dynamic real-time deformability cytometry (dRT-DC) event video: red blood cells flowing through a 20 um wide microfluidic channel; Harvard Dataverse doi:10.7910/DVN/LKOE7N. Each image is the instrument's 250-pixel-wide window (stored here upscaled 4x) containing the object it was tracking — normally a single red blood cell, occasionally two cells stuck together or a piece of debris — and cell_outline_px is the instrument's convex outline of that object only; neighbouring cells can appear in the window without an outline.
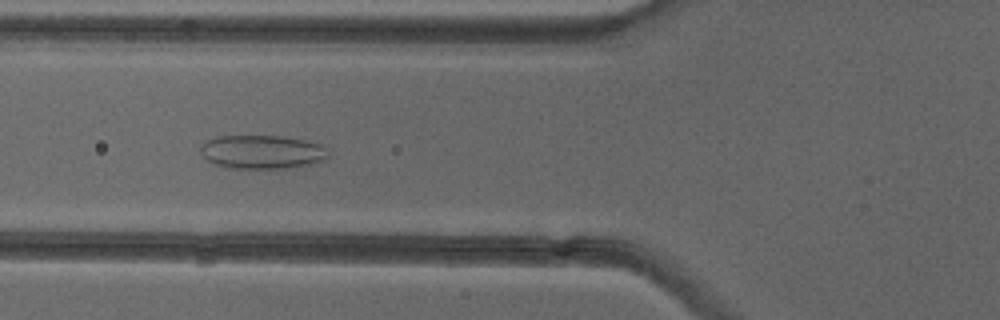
{"species": "common noctule bat (a hibernating species)", "species_latin": "Nyctalus noctula", "temperature_condition": "cold", "stored_images_in_passage": 52, "camera_frame_rate_fps": 3000, "um_per_image_px": 0.085, "animal": {"sex": "female"}, "frame": {"image": 1, "passage_image": 20, "time_ms": 6.333, "image_size_px": [1000, 320], "cell_outline_px": [[328, 160], [316, 164], [288, 168], [232, 168], [216, 164], [208, 160], [200, 152], [200, 148], [204, 140], [216, 136], [280, 136], [304, 140], [320, 144], [324, 148], [328, 156]], "centroid_in_image_um": [22.29, 12.92], "position_along_channel_um": 103.5, "area_um2": 25.2}}
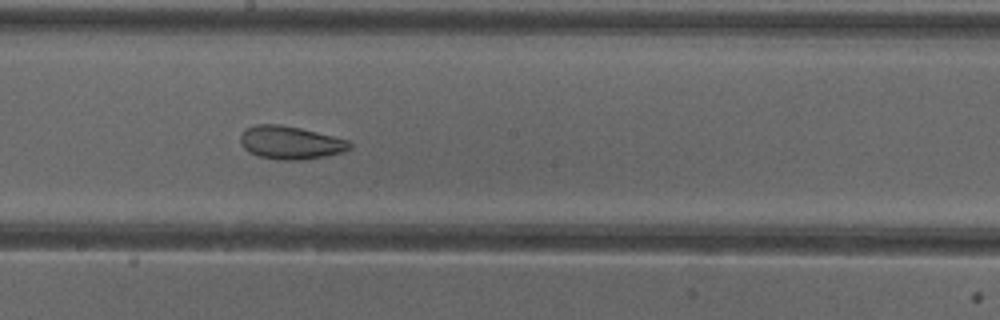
{"frame": {"image": 2, "passage_image": 29, "time_ms": 9.333, "image_size_px": [1000, 320], "cell_outline_px": [[352, 148], [344, 152], [324, 156], [300, 160], [276, 160], [260, 156], [248, 152], [240, 144], [240, 136], [248, 128], [256, 124], [280, 124], [300, 128], [348, 140], [352, 144]], "centroid_in_image_um": [24.69, 12.13], "position_along_channel_um": 223.5, "area_um2": 21.04}}
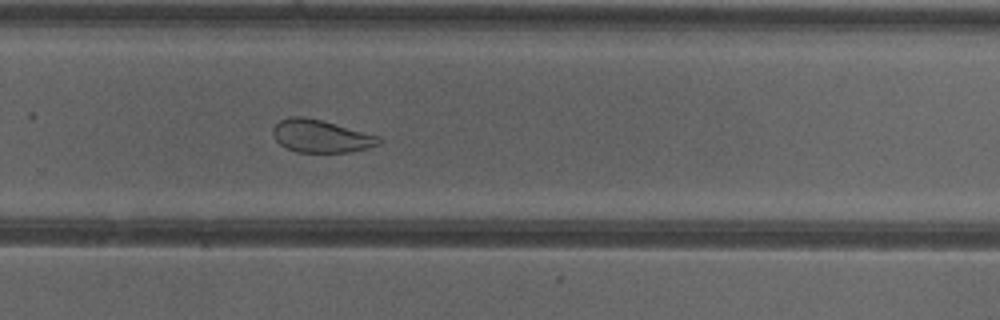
{"frame": {"image": 3, "passage_image": 35, "time_ms": 11.333, "image_size_px": [1000, 320], "cell_outline_px": [[380, 144], [352, 152], [296, 152], [280, 144], [276, 140], [272, 132], [272, 128], [280, 120], [288, 116], [304, 116], [320, 120], [380, 136]], "centroid_in_image_um": [27.25, 11.57], "position_along_channel_um": 302.5, "area_um2": 20.06}, "authors_computed_cell_mechanics": {"area_um2": 26.9637, "velocity_mm_per_s": 3.9766, "shape_relaxation_time_tau1_ms": null, "shape_relaxation_time_tau2_ms": 1.9325, "deformation_change_tau1": null, "deformation_change_tau2": 0.084}}